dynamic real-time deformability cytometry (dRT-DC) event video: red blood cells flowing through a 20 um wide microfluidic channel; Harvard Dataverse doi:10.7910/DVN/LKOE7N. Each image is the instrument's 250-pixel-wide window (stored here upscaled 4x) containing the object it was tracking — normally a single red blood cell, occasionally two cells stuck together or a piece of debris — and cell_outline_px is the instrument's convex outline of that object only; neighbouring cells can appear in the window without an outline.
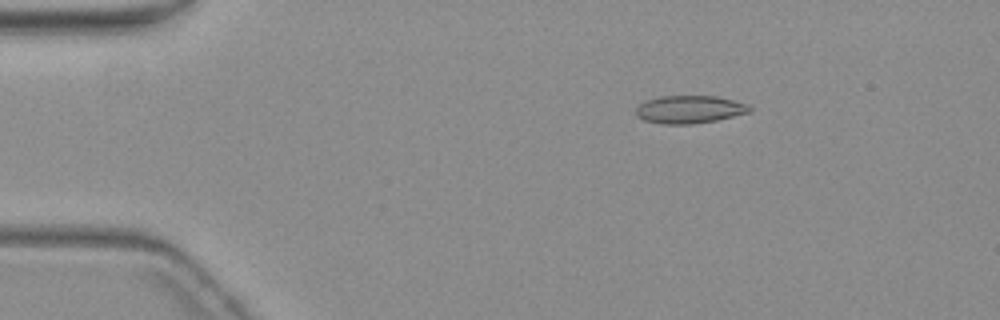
{"species": "common noctule bat (a hibernating species)", "species_latin": "Nyctalus noctula", "temperature_condition": "warm", "stored_images_in_passage": 6, "camera_frame_rate_fps": 3000, "um_per_image_px": 0.085, "animal": {"sex": "female", "body_mass_g": 19.3, "forearm_length_mm": 54.1}, "frame": {"image": 1, "passage_image": 3, "time_ms": 2.333, "image_size_px": [1000, 320], "cell_outline_px": [[752, 112], [716, 120], [692, 124], [660, 124], [644, 120], [636, 116], [636, 108], [644, 100], [660, 96], [716, 96], [748, 104], [752, 108]], "centroid_in_image_um": [58.6, 9.3], "position_along_channel_um": 26.4, "area_um2": 18.55}}
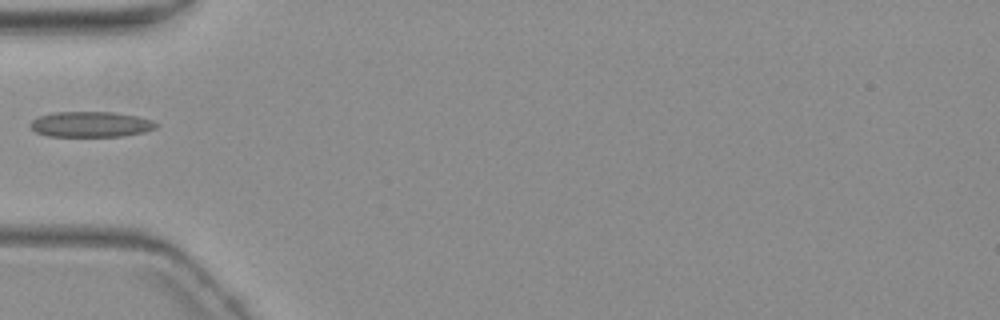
{"frame": {"image": 2, "passage_image": 5, "time_ms": 5.667, "image_size_px": [1000, 320], "cell_outline_px": [[156, 128], [144, 132], [120, 136], [48, 136], [36, 132], [28, 124], [32, 120], [40, 116], [52, 112], [112, 112], [136, 116], [152, 120], [156, 124]], "centroid_in_image_um": [7.68, 10.56], "position_along_channel_um": 77.3, "area_um2": 18.55}}
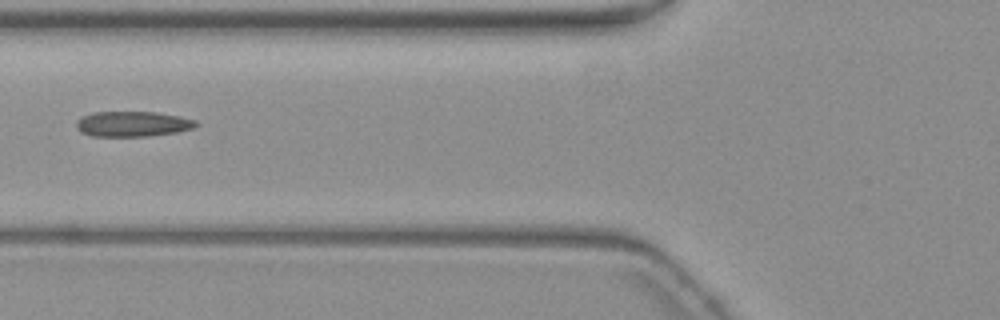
{"frame": {"image": 3, "passage_image": 6, "time_ms": 6.667, "image_size_px": [1000, 320], "cell_outline_px": [[200, 124], [192, 128], [176, 132], [148, 136], [92, 136], [80, 132], [76, 128], [76, 120], [80, 116], [92, 112], [156, 112], [180, 116], [196, 120]], "centroid_in_image_um": [11.24, 10.53], "position_along_channel_um": 114.6, "area_um2": 17.8}}